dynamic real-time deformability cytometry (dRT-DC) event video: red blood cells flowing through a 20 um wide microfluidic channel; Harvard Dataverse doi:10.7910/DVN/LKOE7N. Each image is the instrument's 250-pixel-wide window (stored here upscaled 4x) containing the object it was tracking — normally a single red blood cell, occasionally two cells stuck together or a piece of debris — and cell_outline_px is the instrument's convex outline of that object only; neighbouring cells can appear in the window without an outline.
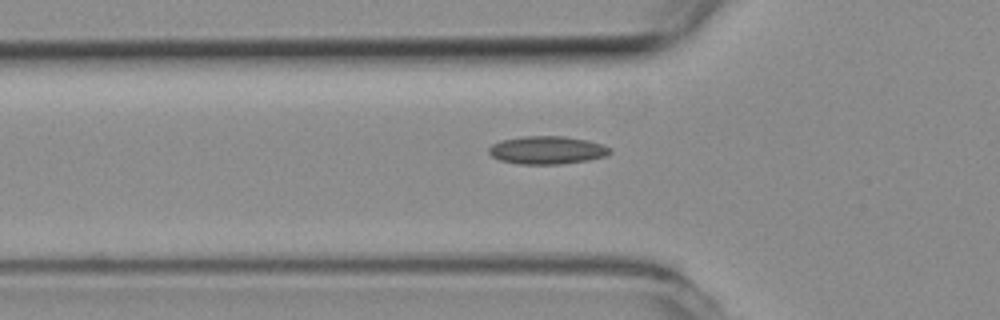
{"species": "common noctule bat (a hibernating species)", "species_latin": "Nyctalus noctula", "temperature_condition": "room temperature", "stored_images_in_passage": 33, "camera_frame_rate_fps": 3000, "um_per_image_px": 0.085, "animal": {"sex": "female", "body_mass_g": 19.3, "forearm_length_mm": 54.1}, "frame": {"image": 1, "passage_image": 2, "time_ms": 0.333, "image_size_px": [1000, 320], "cell_outline_px": [[612, 152], [604, 156], [588, 160], [560, 164], [520, 164], [500, 160], [492, 156], [488, 152], [488, 148], [492, 144], [500, 140], [524, 136], [564, 136], [584, 140], [600, 144], [608, 148]], "centroid_in_image_um": [46.44, 12.76], "position_along_channel_um": 79.4, "area_um2": 19.54}}
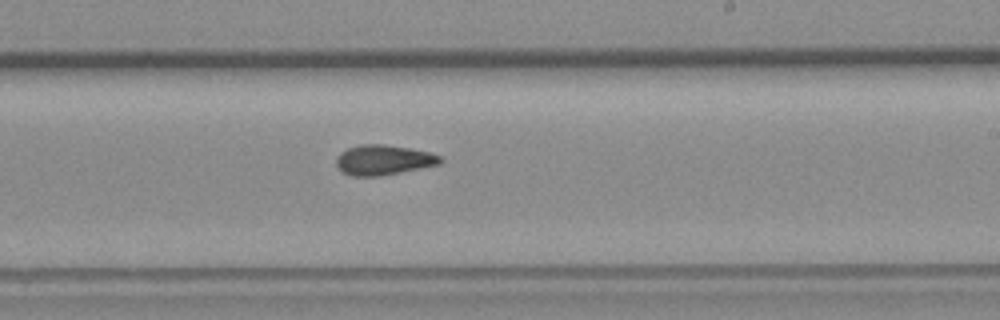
{"frame": {"image": 2, "passage_image": 16, "time_ms": 5.0, "image_size_px": [1000, 320], "cell_outline_px": [[444, 160], [440, 164], [380, 176], [352, 176], [344, 172], [336, 164], [336, 160], [340, 152], [348, 148], [360, 144], [384, 144], [408, 148], [428, 152], [440, 156]], "centroid_in_image_um": [32.59, 13.59], "position_along_channel_um": 256.4, "area_um2": 18.03}}
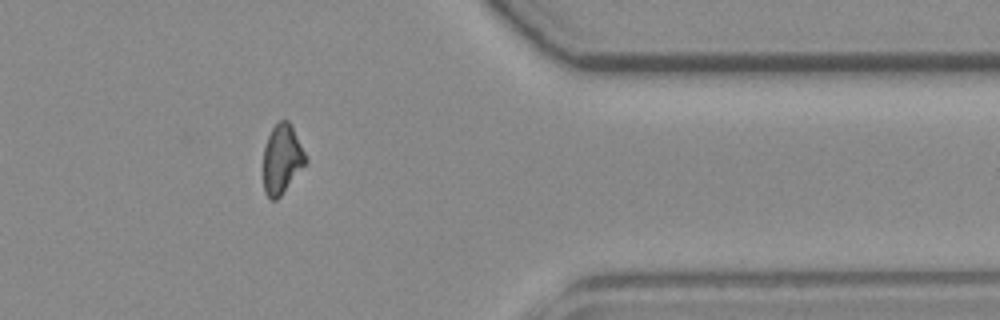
{"frame": {"image": 3, "passage_image": 28, "time_ms": 9.0, "image_size_px": [1000, 320], "cell_outline_px": [[308, 160], [280, 196], [276, 200], [272, 200], [264, 192], [264, 148], [268, 136], [272, 128], [280, 120], [288, 120]], "centroid_in_image_um": [23.95, 13.53], "position_along_channel_um": 387.5, "area_um2": 16.59}, "authors_computed_cell_mechanics": {"area_um2": 17.8024, "velocity_mm_per_s": 3.7794, "shape_relaxation_time_tau1_ms": null, "shape_relaxation_time_tau2_ms": 6.0051, "deformation_change_tau1": null, "deformation_change_tau2": 0.1316}}